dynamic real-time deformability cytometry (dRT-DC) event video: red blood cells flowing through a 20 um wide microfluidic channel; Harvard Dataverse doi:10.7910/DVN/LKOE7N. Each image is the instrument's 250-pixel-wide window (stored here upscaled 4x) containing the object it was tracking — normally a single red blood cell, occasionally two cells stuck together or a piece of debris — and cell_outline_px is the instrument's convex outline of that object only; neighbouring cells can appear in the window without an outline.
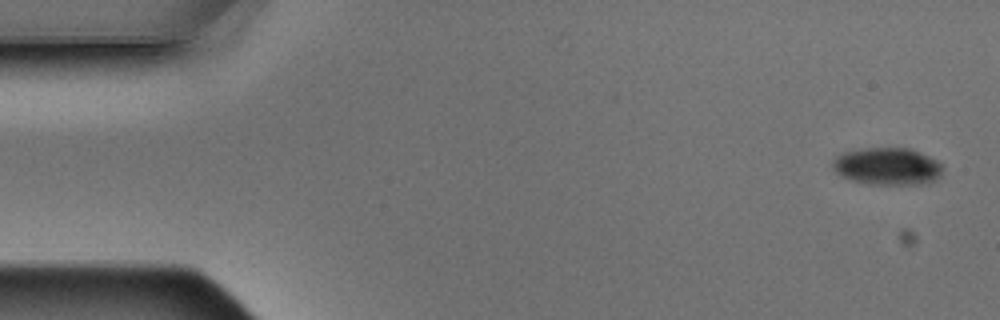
{"species": "Egyptian fruit bat (a non-hibernating species)", "species_latin": "Rousettus aegyptiacus", "temperature_condition": "warm", "stored_images_in_passage": 5, "segment_of_instrument_passage": [1, 2], "camera_frame_rate_fps": 3000, "um_per_image_px": 0.085, "animal": {"sex": "male"}, "frame": {"image": 1, "passage_image": 1, "time_ms": 0.0, "image_size_px": [1000, 320], "cell_outline_px": [[944, 168], [940, 176], [936, 180], [928, 184], [868, 184], [852, 180], [840, 176], [832, 168], [832, 160], [836, 156], [844, 152], [868, 148], [912, 148], [936, 160]], "centroid_in_image_um": [75.44, 14.15], "position_along_channel_um": 9.6, "area_um2": 24.1}}
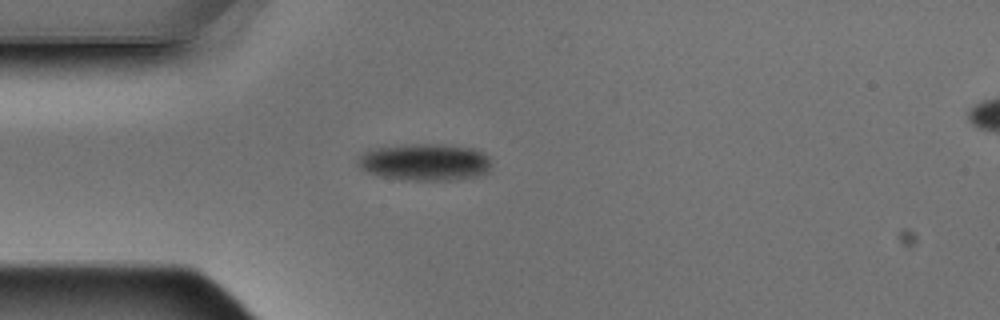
{"frame": {"image": 2, "passage_image": 4, "time_ms": 1.0, "image_size_px": [1000, 320], "cell_outline_px": [[492, 164], [488, 172], [480, 176], [452, 180], [400, 180], [376, 176], [360, 168], [356, 164], [356, 160], [360, 156], [376, 148], [404, 144], [444, 144], [476, 148], [484, 152], [488, 156]], "centroid_in_image_um": [36.15, 13.79], "position_along_channel_um": 48.8, "area_um2": 29.3}}